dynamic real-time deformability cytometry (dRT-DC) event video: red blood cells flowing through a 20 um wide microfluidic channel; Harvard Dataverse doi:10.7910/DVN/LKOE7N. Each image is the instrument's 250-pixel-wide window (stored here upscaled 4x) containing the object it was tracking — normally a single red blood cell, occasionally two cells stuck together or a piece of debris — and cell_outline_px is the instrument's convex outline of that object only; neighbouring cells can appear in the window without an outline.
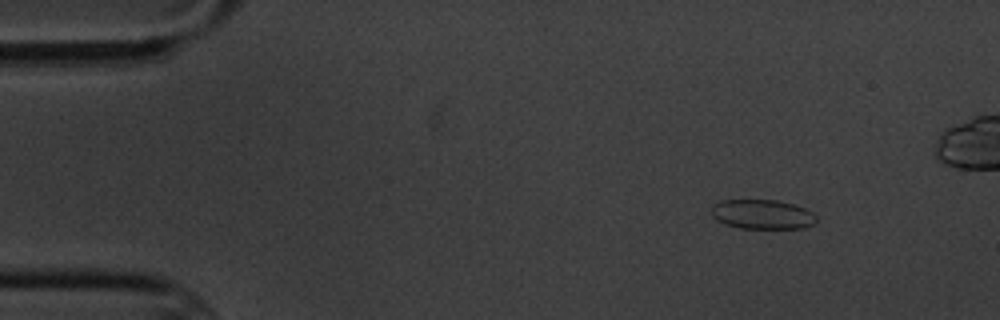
{"species": "common noctule bat (a hibernating species)", "species_latin": "Nyctalus noctula", "temperature_condition": "cold", "stored_images_in_passage": 5, "camera_frame_rate_fps": 3000, "um_per_image_px": 0.085, "animal": {"sex": "male", "body_mass_g": 20.1, "forearm_length_mm": 53.5}, "frame": {"image": 1, "passage_image": 1, "time_ms": 0.0, "image_size_px": [1000, 320], "cell_outline_px": [[816, 224], [804, 228], [740, 228], [724, 224], [712, 216], [712, 204], [720, 200], [776, 200], [792, 204], [804, 208], [812, 212], [816, 216]], "centroid_in_image_um": [64.79, 18.22], "position_along_channel_um": 20.2, "area_um2": 18.09}}